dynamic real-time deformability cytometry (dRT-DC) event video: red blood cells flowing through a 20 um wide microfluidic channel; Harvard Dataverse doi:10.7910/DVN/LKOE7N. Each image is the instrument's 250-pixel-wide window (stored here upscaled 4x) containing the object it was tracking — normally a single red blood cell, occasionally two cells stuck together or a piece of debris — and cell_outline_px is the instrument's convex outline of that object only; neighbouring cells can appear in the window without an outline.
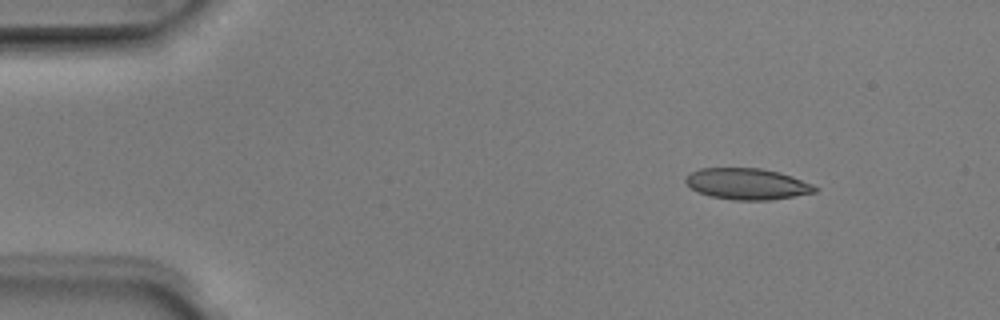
{"species": "Egyptian fruit bat (a non-hibernating species)", "species_latin": "Rousettus aegyptiacus", "temperature_condition": "room temperature", "stored_images_in_passage": 5, "camera_frame_rate_fps": 3000, "um_per_image_px": 0.085, "animal": {"sex": "male"}, "frame": {"image": 1, "passage_image": 2, "time_ms": 0.333, "image_size_px": [1000, 320], "cell_outline_px": [[820, 188], [816, 192], [768, 200], [732, 200], [712, 196], [700, 192], [692, 188], [684, 180], [684, 176], [688, 172], [700, 168], [760, 168], [780, 172], [792, 176], [812, 184]], "centroid_in_image_um": [63.5, 15.62], "position_along_channel_um": 21.5, "area_um2": 23.52}}
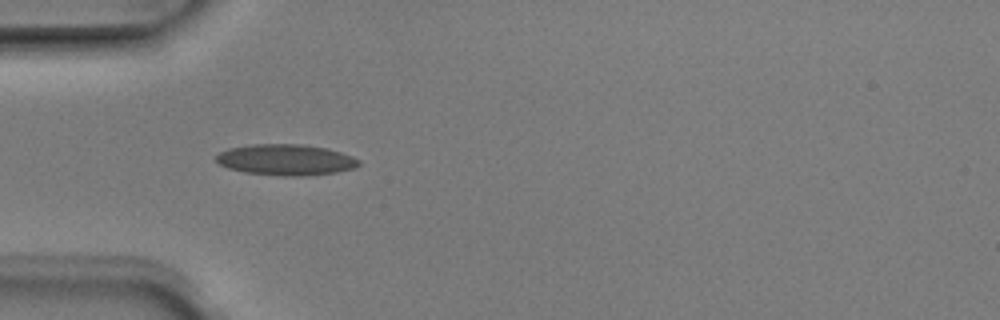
{"frame": {"image": 2, "passage_image": 4, "time_ms": 1.0, "image_size_px": [1000, 320], "cell_outline_px": [[360, 164], [356, 168], [336, 172], [304, 176], [284, 176], [244, 172], [228, 168], [220, 164], [216, 160], [216, 156], [220, 152], [228, 148], [252, 144], [300, 144], [328, 148], [352, 156], [360, 160]], "centroid_in_image_um": [24.31, 13.58], "position_along_channel_um": 60.7, "area_um2": 25.84}}
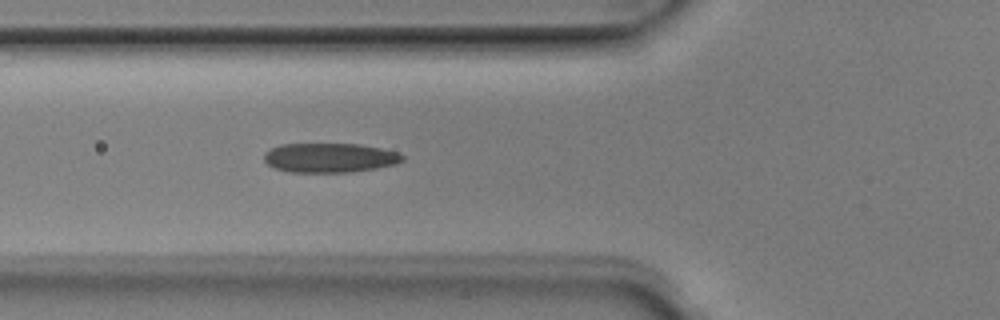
{"frame": {"image": 3, "passage_image": 5, "time_ms": 1.333, "image_size_px": [1000, 320], "cell_outline_px": [[404, 160], [396, 164], [376, 168], [348, 172], [288, 172], [276, 168], [268, 164], [264, 160], [264, 152], [280, 144], [360, 144], [380, 148], [396, 152], [404, 156]], "centroid_in_image_um": [28.01, 13.41], "position_along_channel_um": 97.8, "area_um2": 23.64}}